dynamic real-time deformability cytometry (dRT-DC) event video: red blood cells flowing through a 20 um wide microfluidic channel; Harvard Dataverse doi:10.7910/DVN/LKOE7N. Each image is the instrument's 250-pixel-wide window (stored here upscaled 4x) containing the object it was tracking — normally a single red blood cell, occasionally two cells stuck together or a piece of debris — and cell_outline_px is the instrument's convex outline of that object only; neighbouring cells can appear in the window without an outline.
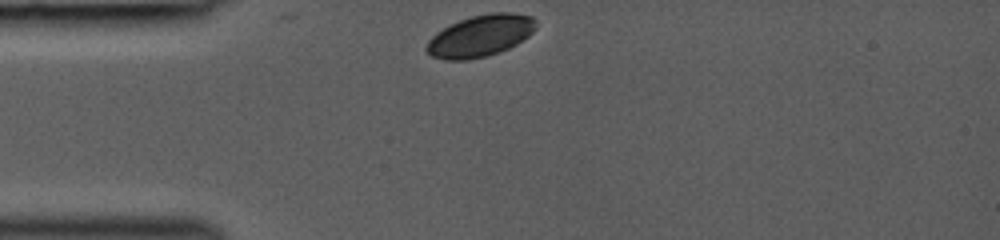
{"species": "common noctule bat (a hibernating species)", "species_latin": "Nyctalus noctula", "temperature_condition": "room temperature", "stored_images_in_passage": 13, "camera_frame_rate_fps": 3000, "um_per_image_px": 0.085, "animal": {"sex": "female", "body_mass_g": 19.0, "forearm_length_mm": 53.3}, "frame": {"image": 1, "passage_image": 1, "time_ms": 0.0, "image_size_px": [1000, 240], "cell_outline_px": [[536, 28], [528, 36], [516, 44], [500, 52], [468, 60], [444, 60], [432, 56], [424, 48], [428, 40], [436, 32], [460, 20], [472, 16], [492, 12], [512, 12], [532, 16], [536, 20]], "centroid_in_image_um": [40.83, 3.04], "position_along_channel_um": 44.2, "area_um2": 26.53}}
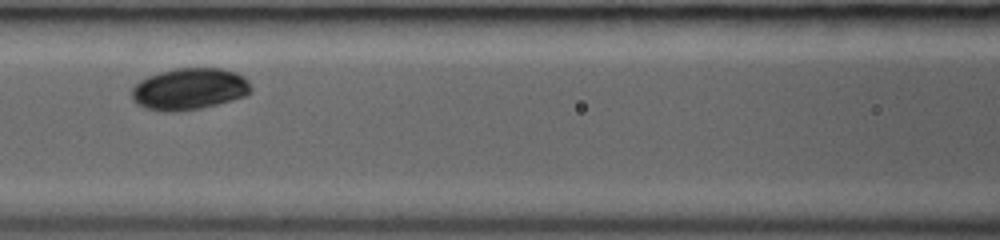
{"frame": {"image": 2, "passage_image": 7, "time_ms": 3.0, "image_size_px": [1000, 240], "cell_outline_px": [[252, 92], [244, 96], [232, 100], [200, 108], [172, 112], [144, 108], [136, 104], [132, 100], [132, 88], [140, 80], [148, 76], [160, 72], [176, 68], [220, 68], [236, 72], [244, 76], [248, 80], [252, 88]], "centroid_in_image_um": [16.1, 7.55], "position_along_channel_um": 150.5, "area_um2": 29.02}}
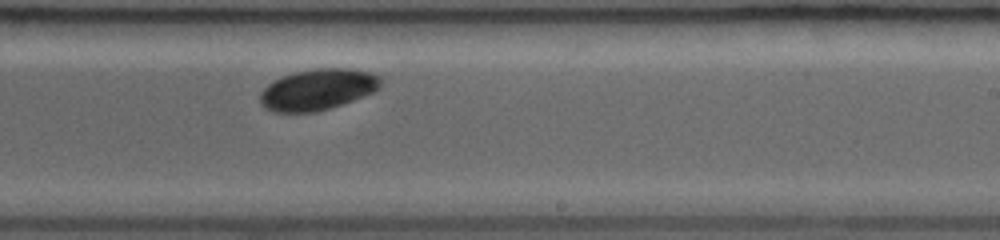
{"frame": {"image": 3, "passage_image": 13, "time_ms": 5.667, "image_size_px": [1000, 240], "cell_outline_px": [[384, 80], [380, 88], [372, 92], [352, 100], [316, 112], [272, 112], [264, 108], [260, 104], [260, 92], [268, 84], [280, 76], [292, 72], [316, 68], [348, 68], [372, 72], [380, 76]], "centroid_in_image_um": [26.99, 7.59], "position_along_channel_um": 262.0, "area_um2": 29.13}}